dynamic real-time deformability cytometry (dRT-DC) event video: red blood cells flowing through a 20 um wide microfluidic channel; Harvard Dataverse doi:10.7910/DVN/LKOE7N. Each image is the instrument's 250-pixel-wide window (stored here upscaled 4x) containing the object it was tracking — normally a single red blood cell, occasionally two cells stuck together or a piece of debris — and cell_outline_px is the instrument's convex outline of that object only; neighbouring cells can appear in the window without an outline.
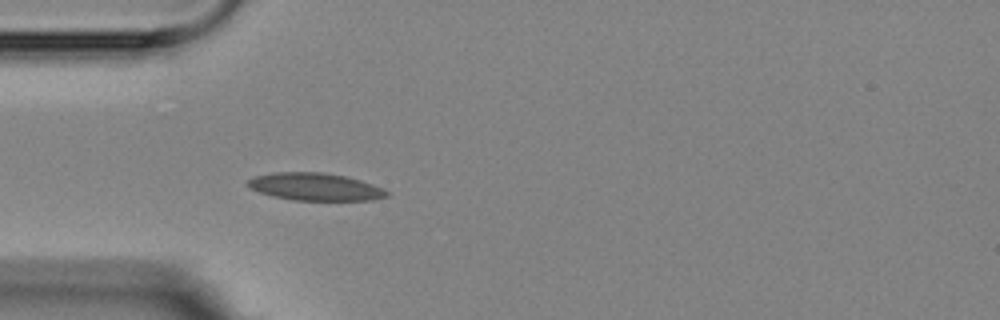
{"species": "Egyptian fruit bat (a non-hibernating species)", "species_latin": "Rousettus aegyptiacus", "temperature_condition": "room temperature", "stored_images_in_passage": 1, "camera_frame_rate_fps": 3000, "um_per_image_px": 0.085, "animal": {"sex": "female"}, "frame": {"image": 1, "passage_image": 1, "time_ms": 0.0, "image_size_px": [1000, 320], "cell_outline_px": [[388, 196], [372, 200], [292, 200], [272, 196], [248, 188], [244, 184], [252, 176], [272, 172], [324, 172], [344, 176], [360, 180], [372, 184], [388, 192]], "centroid_in_image_um": [26.7, 15.87], "position_along_channel_um": 58.3, "area_um2": 22.37}}